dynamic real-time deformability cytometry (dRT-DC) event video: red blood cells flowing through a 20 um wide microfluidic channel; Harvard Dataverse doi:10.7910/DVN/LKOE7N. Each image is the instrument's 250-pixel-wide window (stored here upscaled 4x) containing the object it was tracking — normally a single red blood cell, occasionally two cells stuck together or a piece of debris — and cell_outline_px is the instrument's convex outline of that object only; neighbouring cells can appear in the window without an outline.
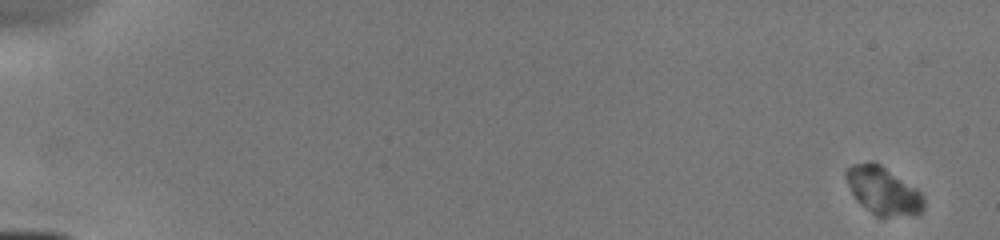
{"species": "human", "species_latin": "Homo sapiens", "temperature_condition": "cold", "stored_images_in_passage": 9, "camera_frame_rate_fps": 3000, "um_per_image_px": 0.085, "donor": {"sex": "male"}, "frame": {"image": 1, "passage_image": 1, "time_ms": 0.0, "image_size_px": [1000, 240], "cell_outline_px": [[924, 208], [920, 212], [888, 216], [876, 216], [860, 204], [856, 200], [844, 176], [844, 172], [852, 164], [872, 160], [880, 164], [916, 188], [924, 196]], "centroid_in_image_um": [75.02, 16.17], "position_along_channel_um": 10.0, "area_um2": 21.33}}
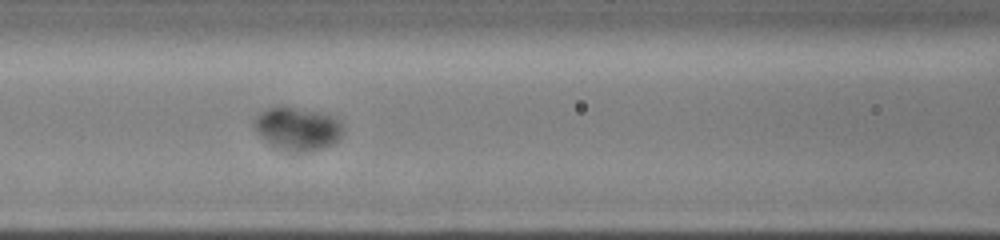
{"frame": {"image": 2, "passage_image": 7, "time_ms": 7.667, "image_size_px": [1000, 240], "cell_outline_px": [[344, 128], [340, 136], [332, 144], [320, 148], [300, 152], [296, 152], [272, 144], [256, 132], [256, 116], [272, 108], [292, 108], [316, 112], [332, 116]], "centroid_in_image_um": [25.33, 10.95], "position_along_channel_um": 141.3, "area_um2": 20.87}}
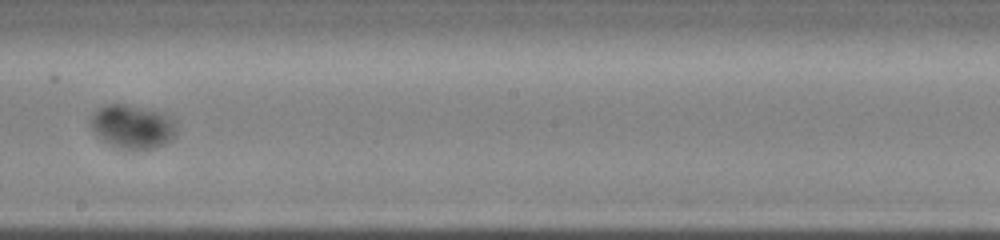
{"frame": {"image": 3, "passage_image": 9, "time_ms": 10.0, "image_size_px": [1000, 240], "cell_outline_px": [[176, 136], [152, 148], [120, 148], [104, 140], [92, 128], [92, 116], [100, 108], [108, 104], [124, 104], [156, 112], [172, 120], [176, 128]], "centroid_in_image_um": [11.25, 10.76], "position_along_channel_um": 237.0, "area_um2": 20.52}}